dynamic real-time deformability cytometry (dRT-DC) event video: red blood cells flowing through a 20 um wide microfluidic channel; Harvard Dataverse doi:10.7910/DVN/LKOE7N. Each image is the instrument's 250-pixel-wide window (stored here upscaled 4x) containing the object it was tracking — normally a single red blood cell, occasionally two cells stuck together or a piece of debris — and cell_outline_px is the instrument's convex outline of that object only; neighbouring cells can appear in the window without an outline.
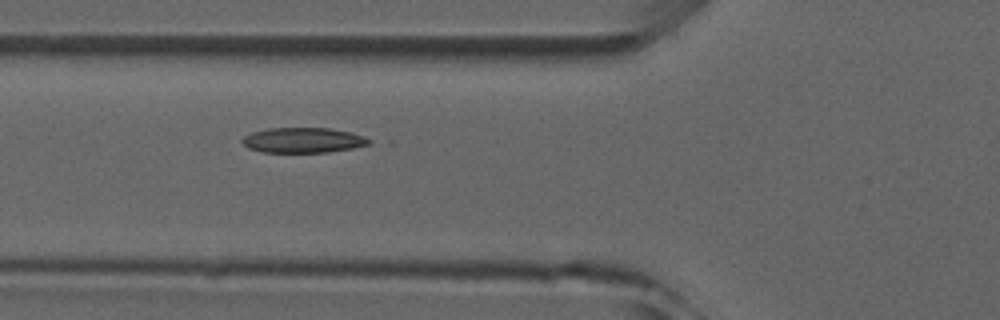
{"species": "common noctule bat (a hibernating species)", "species_latin": "Nyctalus noctula", "temperature_condition": "room temperature", "stored_images_in_passage": 5, "camera_frame_rate_fps": 3000, "um_per_image_px": 0.085, "animal": {"sex": "male", "forearm_length_mm": 52.5}, "frame": {"image": 1, "passage_image": 5, "time_ms": 4.667, "image_size_px": [1000, 320], "cell_outline_px": [[372, 144], [352, 148], [328, 152], [260, 152], [248, 148], [240, 140], [244, 136], [252, 132], [268, 128], [328, 128], [352, 132], [364, 136], [372, 140]], "centroid_in_image_um": [25.78, 11.91], "position_along_channel_um": 100.0, "area_um2": 18.73}}